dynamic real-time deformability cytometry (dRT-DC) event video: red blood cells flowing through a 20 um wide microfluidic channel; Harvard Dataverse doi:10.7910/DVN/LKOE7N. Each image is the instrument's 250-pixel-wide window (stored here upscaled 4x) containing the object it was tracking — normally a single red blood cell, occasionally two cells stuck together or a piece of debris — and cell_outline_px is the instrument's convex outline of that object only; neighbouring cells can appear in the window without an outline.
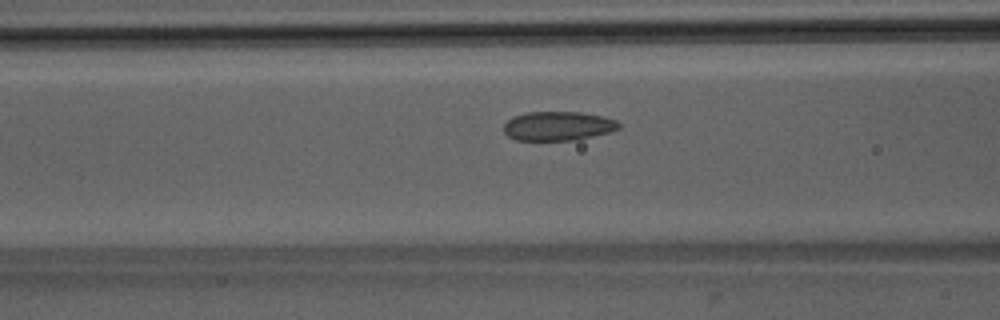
{"species": "Egyptian fruit bat (a non-hibernating species)", "species_latin": "Rousettus aegyptiacus", "temperature_condition": "room temperature", "stored_images_in_passage": 41, "camera_frame_rate_fps": 3000, "um_per_image_px": 0.085, "animal": {"sex": "male"}, "frame": {"image": 1, "passage_image": 11, "time_ms": 3.333, "image_size_px": [1000, 320], "cell_outline_px": [[620, 128], [608, 132], [576, 140], [516, 140], [508, 136], [504, 132], [504, 124], [512, 116], [528, 112], [580, 112], [604, 116], [616, 120], [620, 124]], "centroid_in_image_um": [47.42, 10.7], "position_along_channel_um": 119.2, "area_um2": 19.54}}
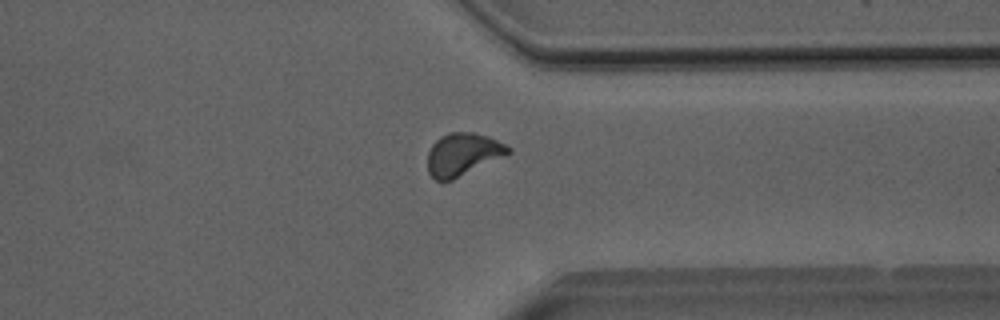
{"frame": {"image": 2, "passage_image": 30, "time_ms": 9.667, "image_size_px": [1000, 320], "cell_outline_px": [[512, 152], [452, 180], [436, 180], [428, 172], [428, 152], [432, 144], [440, 136], [448, 132], [472, 132], [488, 136], [512, 148]], "centroid_in_image_um": [39.33, 13.1], "position_along_channel_um": 372.1, "area_um2": 19.83}}
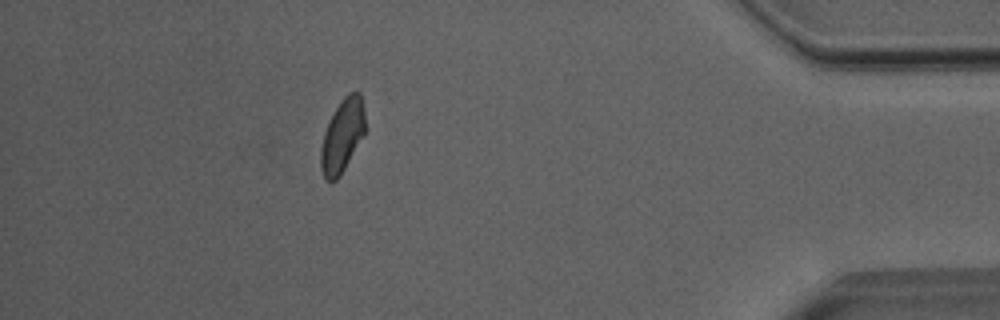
{"frame": {"image": 3, "passage_image": 36, "time_ms": 11.667, "image_size_px": [1000, 320], "cell_outline_px": [[364, 136], [340, 176], [336, 180], [324, 180], [320, 168], [320, 148], [324, 132], [340, 100], [348, 92], [360, 92], [364, 108]], "centroid_in_image_um": [29.09, 11.55], "position_along_channel_um": 406.1, "area_um2": 18.96}, "authors_computed_cell_mechanics": {"area_um2": 19.5364, "velocity_mm_per_s": 4.015, "shape_relaxation_time_tau1_ms": null, "shape_relaxation_time_tau2_ms": 1.5324, "deformation_change_tau1": null, "deformation_change_tau2": 0.0744}}